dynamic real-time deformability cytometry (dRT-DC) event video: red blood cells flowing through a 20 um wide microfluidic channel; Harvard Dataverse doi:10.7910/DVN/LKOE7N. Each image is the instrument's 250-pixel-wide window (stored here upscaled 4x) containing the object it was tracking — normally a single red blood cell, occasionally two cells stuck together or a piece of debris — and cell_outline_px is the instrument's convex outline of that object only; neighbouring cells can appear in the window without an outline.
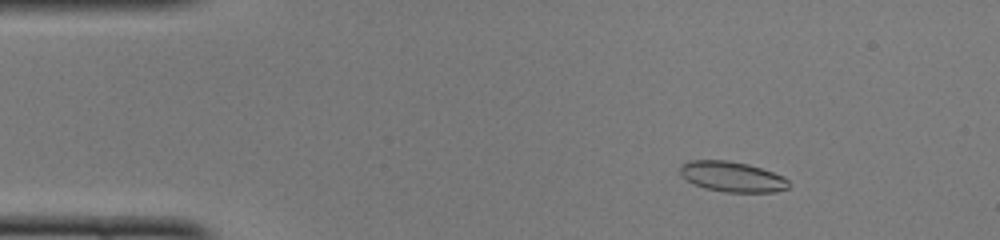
{"species": "common noctule bat (a hibernating species)", "species_latin": "Nyctalus noctula", "temperature_condition": "cold", "stored_images_in_passage": 50, "camera_frame_rate_fps": 3000, "um_per_image_px": 0.085, "animal": {"sex": "female", "body_mass_g": 22.0, "forearm_length_mm": 56.7}, "frame": {"image": 1, "passage_image": 7, "time_ms": 2.0, "image_size_px": [1000, 240], "cell_outline_px": [[788, 188], [776, 192], [724, 192], [704, 188], [680, 176], [680, 164], [688, 160], [728, 160], [748, 164], [784, 176], [788, 180]], "centroid_in_image_um": [62.21, 15.01], "position_along_channel_um": 22.8, "area_um2": 19.25}}
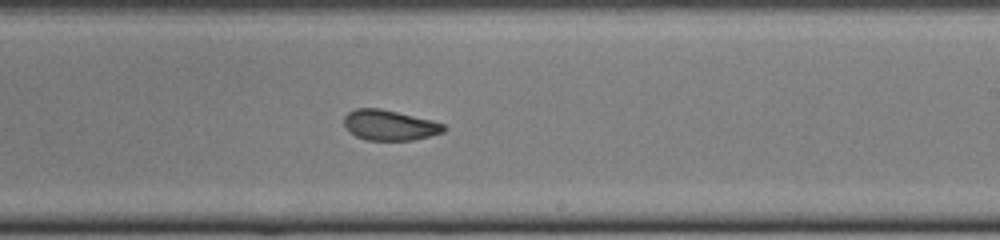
{"frame": {"image": 2, "passage_image": 30, "time_ms": 9.667, "image_size_px": [1000, 240], "cell_outline_px": [[448, 128], [444, 132], [412, 140], [364, 140], [348, 132], [344, 124], [344, 116], [348, 112], [356, 108], [380, 108], [432, 120], [444, 124]], "centroid_in_image_um": [33.1, 10.64], "position_along_channel_um": 255.9, "area_um2": 17.74}}
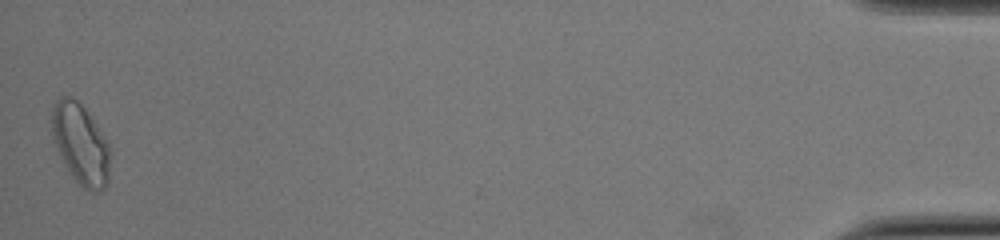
{"frame": {"image": 3, "passage_image": 50, "time_ms": 16.333, "image_size_px": [1000, 240], "cell_outline_px": [[112, 152], [108, 180], [104, 188], [96, 192], [88, 192], [72, 176], [52, 140], [52, 108], [56, 100], [60, 96], [72, 96], [84, 108], [108, 140]], "centroid_in_image_um": [6.88, 12.24], "position_along_channel_um": 428.3, "area_um2": 27.57}, "authors_computed_cell_mechanics": {"area_um2": 18.9584, "velocity_mm_per_s": 3.9758, "shape_relaxation_time_tau1_ms": null, "shape_relaxation_time_tau2_ms": 1.8697, "deformation_change_tau1": null, "deformation_change_tau2": 0.0701}}